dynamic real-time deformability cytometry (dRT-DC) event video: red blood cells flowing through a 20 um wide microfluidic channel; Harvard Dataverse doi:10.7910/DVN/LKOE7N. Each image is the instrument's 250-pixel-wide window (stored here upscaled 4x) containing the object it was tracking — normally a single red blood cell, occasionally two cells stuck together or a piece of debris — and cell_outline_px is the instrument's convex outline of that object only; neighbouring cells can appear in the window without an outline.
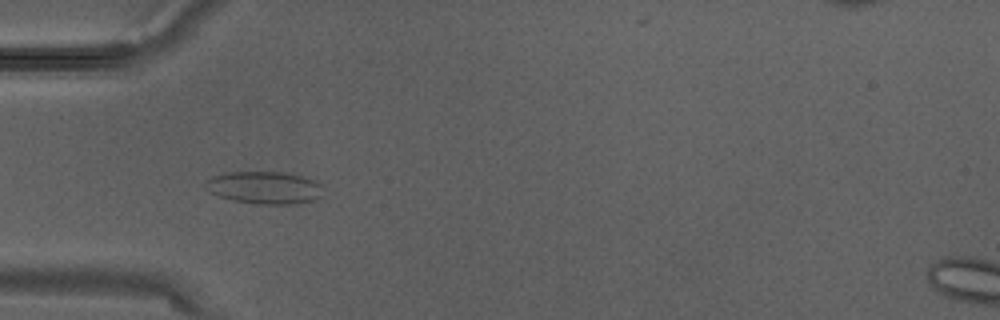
{"species": "Egyptian fruit bat (a non-hibernating species)", "species_latin": "Rousettus aegyptiacus", "temperature_condition": "warm", "stored_images_in_passage": 2, "camera_frame_rate_fps": 3000, "um_per_image_px": 0.085, "animal": {"sex": "male"}, "frame": {"image": 1, "passage_image": 2, "time_ms": 0.333, "image_size_px": [1000, 320], "cell_outline_px": [[320, 196], [312, 200], [292, 204], [260, 204], [232, 200], [208, 192], [204, 188], [204, 184], [212, 176], [224, 172], [284, 172], [304, 176], [316, 180], [320, 184]], "centroid_in_image_um": [22.43, 15.93], "position_along_channel_um": 62.6, "area_um2": 22.25}}